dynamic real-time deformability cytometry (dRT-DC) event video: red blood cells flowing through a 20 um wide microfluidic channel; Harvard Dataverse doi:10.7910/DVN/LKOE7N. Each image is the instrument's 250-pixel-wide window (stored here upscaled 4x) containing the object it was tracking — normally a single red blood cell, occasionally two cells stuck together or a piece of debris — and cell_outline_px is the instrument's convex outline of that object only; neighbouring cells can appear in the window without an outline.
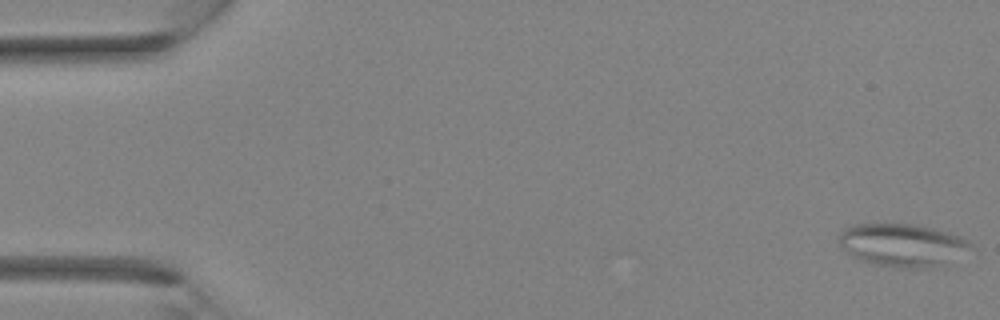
{"species": "Egyptian fruit bat (a non-hibernating species)", "species_latin": "Rousettus aegyptiacus", "temperature_condition": "room temperature", "stored_images_in_passage": 35, "camera_frame_rate_fps": 3000, "um_per_image_px": 0.085, "animal": {"sex": "female"}, "frame": {"image": 1, "passage_image": 1, "time_ms": 0.0, "image_size_px": [1000, 320], "cell_outline_px": [[972, 244], [940, 264], [924, 268], [904, 268], [876, 264], [852, 256], [840, 248], [840, 232], [844, 228], [852, 224], [912, 224], [932, 228], [948, 232], [960, 236], [968, 240]], "centroid_in_image_um": [76.58, 20.79], "position_along_channel_um": 8.4, "area_um2": 31.85}}
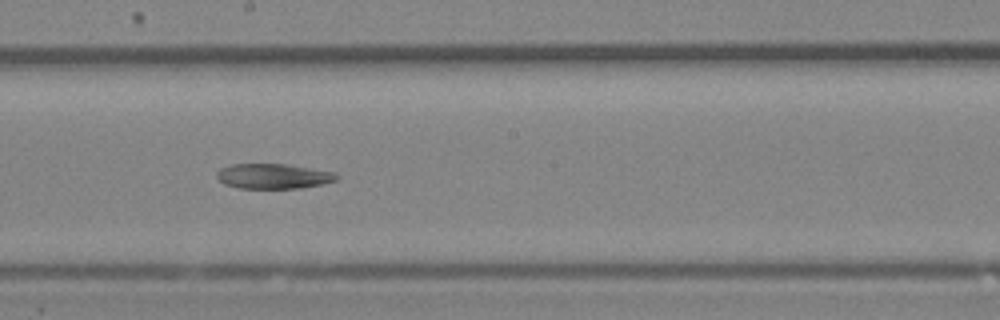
{"frame": {"image": 2, "passage_image": 20, "time_ms": 6.333, "image_size_px": [1000, 320], "cell_outline_px": [[340, 176], [336, 180], [320, 184], [300, 188], [240, 188], [224, 184], [216, 176], [216, 172], [220, 168], [232, 164], [288, 164], [336, 172]], "centroid_in_image_um": [23.24, 14.97], "position_along_channel_um": 225.0, "area_um2": 17.51}}
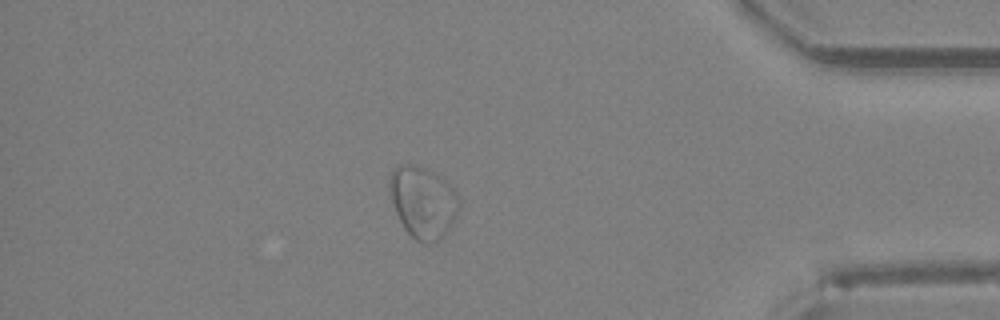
{"frame": {"image": 3, "passage_image": 31, "time_ms": 10.0, "image_size_px": [1000, 320], "cell_outline_px": [[460, 204], [456, 216], [452, 224], [440, 240], [428, 244], [424, 244], [416, 240], [404, 228], [396, 212], [388, 192], [388, 180], [396, 164], [416, 164], [440, 176], [456, 192]], "centroid_in_image_um": [35.93, 17.17], "position_along_channel_um": 399.3, "area_um2": 29.13}}